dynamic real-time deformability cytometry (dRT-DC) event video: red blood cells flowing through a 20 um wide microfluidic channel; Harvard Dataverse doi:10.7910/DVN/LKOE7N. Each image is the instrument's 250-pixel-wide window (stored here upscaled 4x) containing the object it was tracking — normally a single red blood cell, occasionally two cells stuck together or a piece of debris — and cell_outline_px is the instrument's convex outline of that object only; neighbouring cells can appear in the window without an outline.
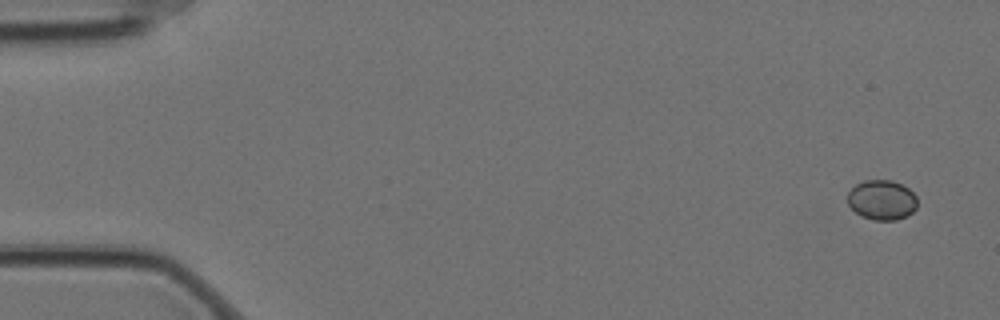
{"species": "Egyptian fruit bat (a non-hibernating species)", "species_latin": "Rousettus aegyptiacus", "temperature_condition": "cold", "stored_images_in_passage": 5, "camera_frame_rate_fps": 3000, "um_per_image_px": 0.085, "animal": {"sex": "female"}, "frame": {"image": 1, "passage_image": 1, "time_ms": 0.0, "image_size_px": [1000, 320], "cell_outline_px": [[916, 208], [912, 212], [896, 220], [876, 220], [860, 216], [848, 204], [848, 192], [856, 184], [864, 180], [892, 180], [908, 188], [916, 196]], "centroid_in_image_um": [74.94, 16.99], "position_along_channel_um": 10.1, "area_um2": 16.07}}
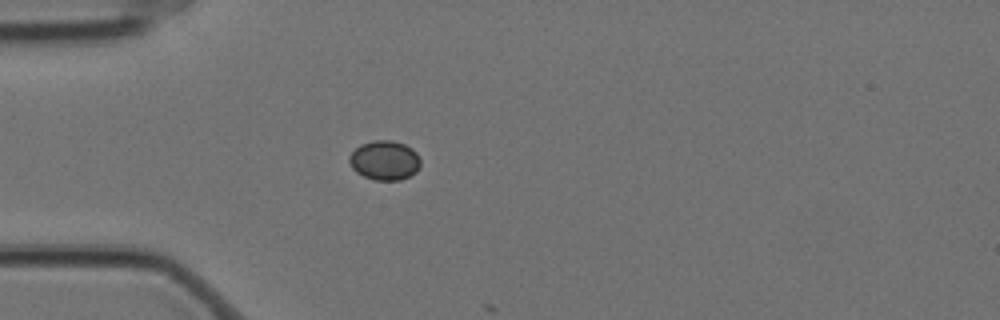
{"frame": {"image": 2, "passage_image": 5, "time_ms": 1.333, "image_size_px": [1000, 320], "cell_outline_px": [[420, 164], [416, 172], [400, 180], [376, 180], [364, 176], [356, 172], [352, 168], [348, 160], [348, 156], [360, 144], [372, 140], [392, 140], [404, 144], [412, 148], [416, 152], [420, 160]], "centroid_in_image_um": [32.67, 13.62], "position_along_channel_um": 52.3, "area_um2": 16.42}}